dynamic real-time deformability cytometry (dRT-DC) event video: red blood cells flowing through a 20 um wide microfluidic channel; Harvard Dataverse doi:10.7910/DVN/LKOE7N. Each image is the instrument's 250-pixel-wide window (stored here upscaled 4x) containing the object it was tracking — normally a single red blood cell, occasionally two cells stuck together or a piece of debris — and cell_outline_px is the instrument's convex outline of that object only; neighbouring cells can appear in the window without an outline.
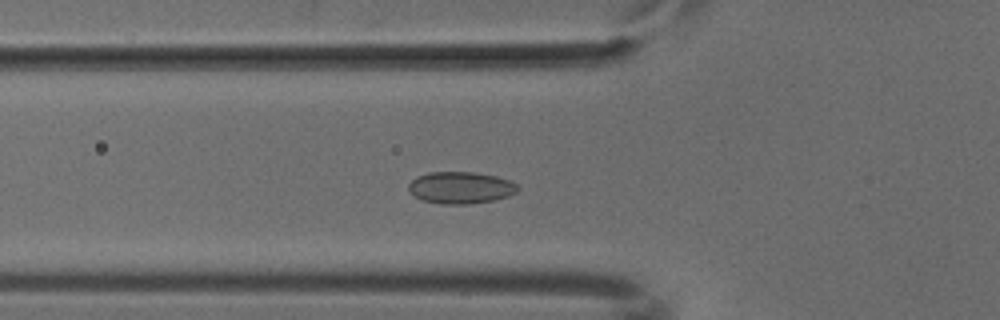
{"species": "common noctule bat (a hibernating species)", "species_latin": "Nyctalus noctula", "temperature_condition": "cold", "stored_images_in_passage": 44, "camera_frame_rate_fps": 3000, "um_per_image_px": 0.085, "animal": {"sex": "male", "body_mass_g": 18.8}, "frame": {"image": 1, "passage_image": 11, "time_ms": 3.333, "image_size_px": [1000, 320], "cell_outline_px": [[520, 188], [516, 192], [508, 196], [492, 200], [468, 204], [440, 204], [424, 200], [416, 196], [408, 188], [408, 184], [416, 176], [428, 172], [472, 172], [496, 176], [508, 180], [516, 184]], "centroid_in_image_um": [39.15, 15.94], "position_along_channel_um": 86.7, "area_um2": 20.11}}
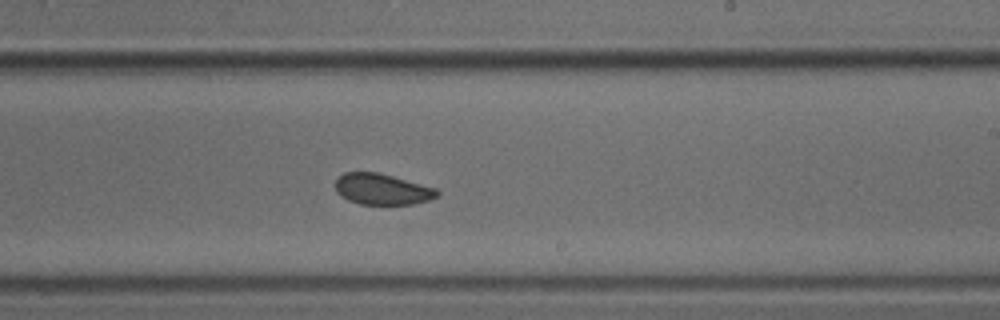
{"frame": {"image": 2, "passage_image": 24, "time_ms": 7.667, "image_size_px": [1000, 320], "cell_outline_px": [[440, 196], [428, 200], [412, 204], [360, 204], [348, 200], [340, 196], [336, 192], [336, 180], [344, 172], [376, 172], [392, 176], [436, 188], [440, 192]], "centroid_in_image_um": [32.48, 16.09], "position_along_channel_um": 256.5, "area_um2": 18.32}}
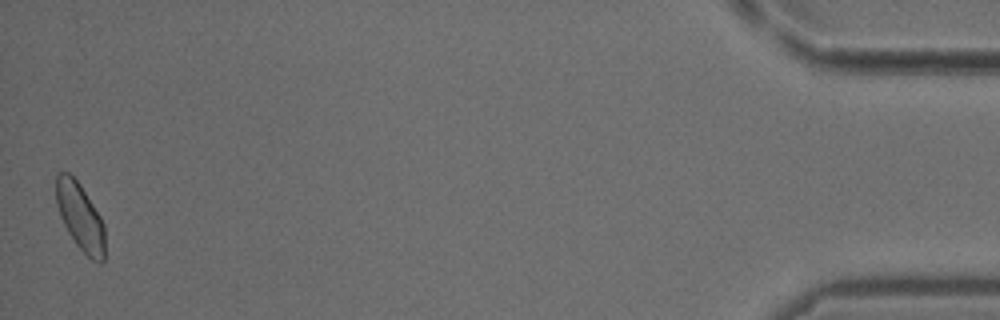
{"frame": {"image": 3, "passage_image": 44, "time_ms": 14.333, "image_size_px": [1000, 320], "cell_outline_px": [[104, 260], [100, 264], [92, 260], [76, 244], [68, 232], [60, 216], [56, 204], [56, 176], [60, 172], [68, 172], [80, 184], [100, 216], [104, 224]], "centroid_in_image_um": [6.81, 18.43], "position_along_channel_um": 428.4, "area_um2": 18.96}}